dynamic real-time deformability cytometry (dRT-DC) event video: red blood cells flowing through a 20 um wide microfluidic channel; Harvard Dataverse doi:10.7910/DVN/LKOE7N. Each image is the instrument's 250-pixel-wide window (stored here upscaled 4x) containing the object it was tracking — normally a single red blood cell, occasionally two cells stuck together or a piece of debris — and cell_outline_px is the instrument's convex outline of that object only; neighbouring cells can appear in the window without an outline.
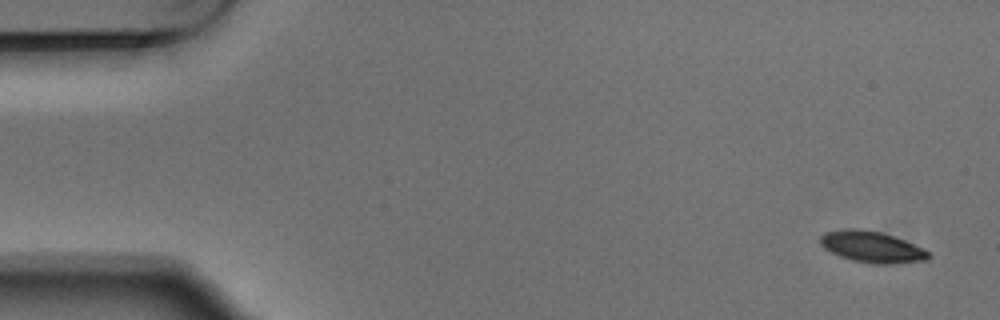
{"species": "Egyptian fruit bat (a non-hibernating species)", "species_latin": "Rousettus aegyptiacus", "temperature_condition": "warm", "stored_images_in_passage": 5, "segment_of_instrument_passage": [2, 2], "camera_frame_rate_fps": 3000, "um_per_image_px": 0.085, "animal": {"sex": "male"}, "frame": {"image": 1, "passage_image": 5, "time_ms": 1.333, "image_size_px": [1000, 320], "cell_outline_px": [[928, 260], [892, 264], [876, 264], [852, 260], [840, 256], [824, 248], [820, 244], [820, 236], [824, 232], [844, 228], [852, 228], [880, 232], [896, 236], [924, 248], [928, 252]], "centroid_in_image_um": [74.1, 20.98], "position_along_channel_um": 10.9, "area_um2": 19.77}}